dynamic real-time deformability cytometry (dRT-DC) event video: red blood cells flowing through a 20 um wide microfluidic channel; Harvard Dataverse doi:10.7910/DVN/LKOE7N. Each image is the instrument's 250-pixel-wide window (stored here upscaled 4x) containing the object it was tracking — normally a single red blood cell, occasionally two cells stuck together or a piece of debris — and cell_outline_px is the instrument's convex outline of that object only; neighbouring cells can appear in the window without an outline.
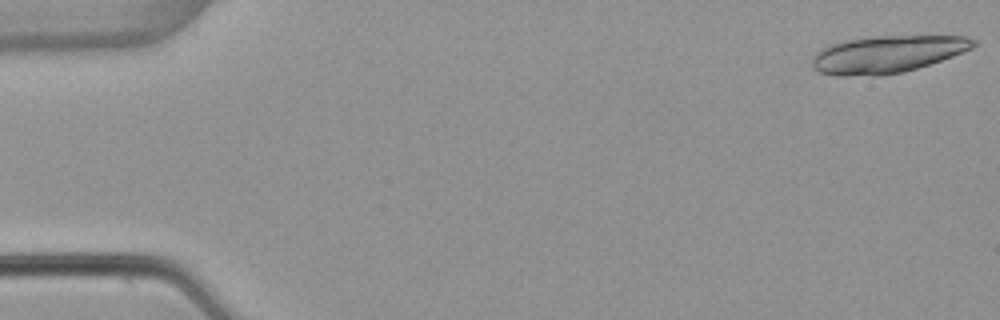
{"species": "common noctule bat (a hibernating species)", "species_latin": "Nyctalus noctula", "temperature_condition": "warm", "stored_images_in_passage": 19, "camera_frame_rate_fps": 3000, "um_per_image_px": 0.085, "animal": {"sex": "female", "body_mass_g": 22.7, "forearm_length_mm": 54.2}, "frame": {"image": 1, "passage_image": 1, "time_ms": 0.0, "image_size_px": [1000, 320], "cell_outline_px": [[976, 44], [972, 48], [964, 52], [904, 72], [880, 76], [836, 76], [820, 72], [812, 68], [812, 56], [820, 48], [832, 44], [848, 40], [876, 36], [968, 36], [976, 40]], "centroid_in_image_um": [75.39, 4.62], "position_along_channel_um": 9.6, "area_um2": 35.03}}